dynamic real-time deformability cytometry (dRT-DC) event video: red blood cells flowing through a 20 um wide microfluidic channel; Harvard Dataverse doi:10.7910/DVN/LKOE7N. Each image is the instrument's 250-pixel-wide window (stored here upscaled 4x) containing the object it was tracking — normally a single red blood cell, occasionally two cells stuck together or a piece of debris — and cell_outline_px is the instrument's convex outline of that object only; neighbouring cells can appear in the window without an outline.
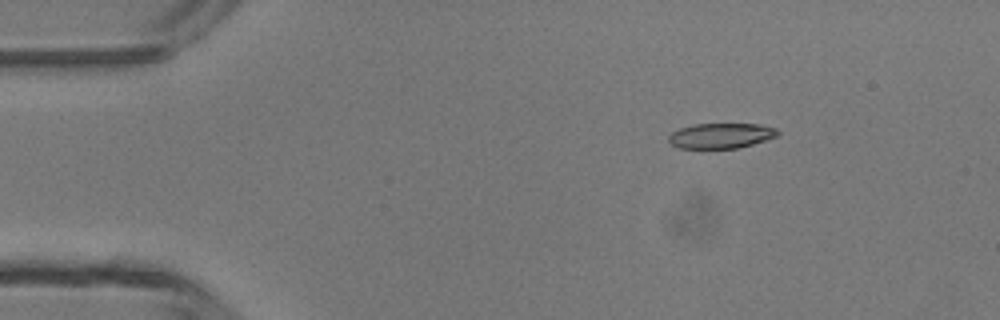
{"species": "common noctule bat (a hibernating species)", "species_latin": "Nyctalus noctula", "temperature_condition": "room temperature", "stored_images_in_passage": 4, "camera_frame_rate_fps": 3000, "um_per_image_px": 0.085, "animal": {"sex": "male", "body_mass_g": 13.3}, "frame": {"image": 1, "passage_image": 2, "time_ms": 1.333, "image_size_px": [1000, 320], "cell_outline_px": [[780, 132], [776, 136], [752, 144], [736, 148], [680, 148], [672, 144], [668, 140], [668, 136], [672, 132], [680, 128], [692, 124], [760, 124], [776, 128]], "centroid_in_image_um": [61.27, 11.52], "position_along_channel_um": 23.7, "area_um2": 15.9}}
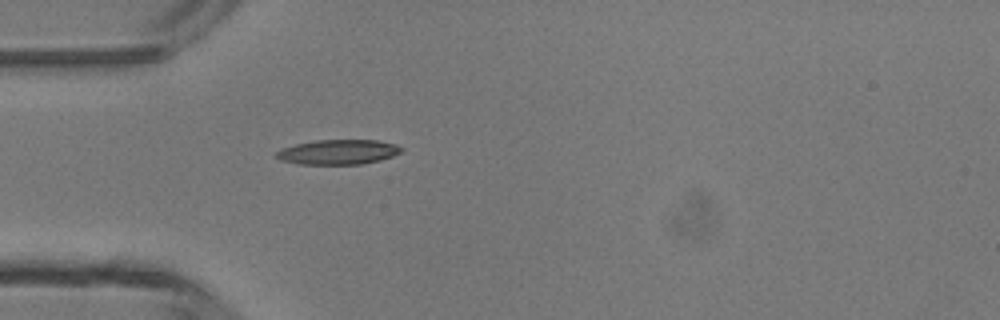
{"frame": {"image": 2, "passage_image": 4, "time_ms": 3.667, "image_size_px": [1000, 320], "cell_outline_px": [[404, 152], [380, 160], [360, 164], [296, 164], [280, 160], [276, 156], [276, 152], [284, 148], [296, 144], [316, 140], [376, 140], [396, 144], [404, 148]], "centroid_in_image_um": [28.79, 12.92], "position_along_channel_um": 56.2, "area_um2": 18.09}}